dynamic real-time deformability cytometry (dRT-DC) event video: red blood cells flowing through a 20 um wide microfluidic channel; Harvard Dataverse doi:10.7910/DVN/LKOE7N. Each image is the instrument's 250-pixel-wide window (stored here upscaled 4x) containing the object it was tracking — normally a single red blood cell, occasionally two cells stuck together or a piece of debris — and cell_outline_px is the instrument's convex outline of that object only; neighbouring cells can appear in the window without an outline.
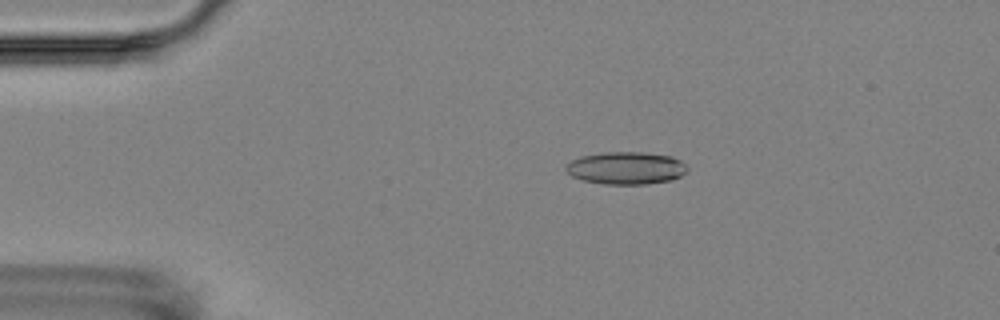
{"species": "Egyptian fruit bat (a non-hibernating species)", "species_latin": "Rousettus aegyptiacus", "temperature_condition": "room temperature", "stored_images_in_passage": 15, "camera_frame_rate_fps": 3000, "um_per_image_px": 0.085, "animal": {"sex": "female"}, "frame": {"image": 1, "passage_image": 2, "time_ms": 1.333, "image_size_px": [1000, 320], "cell_outline_px": [[688, 172], [672, 180], [644, 184], [604, 184], [584, 180], [572, 176], [564, 168], [572, 160], [580, 156], [604, 152], [644, 152], [672, 156], [680, 160], [688, 168]], "centroid_in_image_um": [53.24, 14.28], "position_along_channel_um": 31.8, "area_um2": 23.0}}
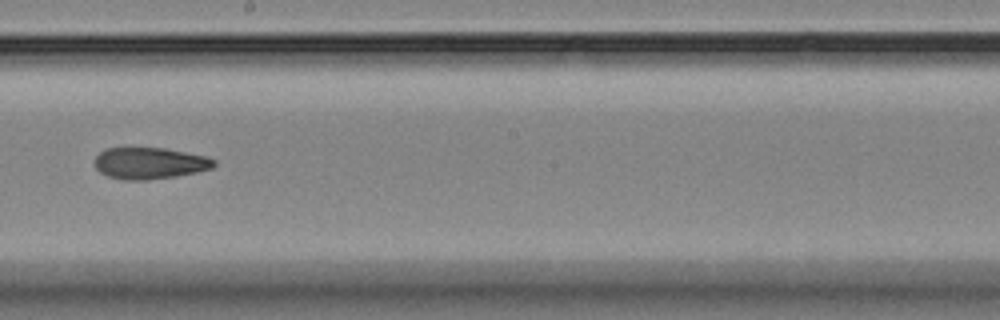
{"frame": {"image": 2, "passage_image": 8, "time_ms": 8.333, "image_size_px": [1000, 320], "cell_outline_px": [[216, 164], [212, 168], [196, 172], [176, 176], [148, 180], [124, 180], [108, 176], [100, 172], [96, 168], [96, 156], [100, 152], [108, 148], [164, 148], [208, 156], [216, 160]], "centroid_in_image_um": [12.76, 13.87], "position_along_channel_um": 235.4, "area_um2": 21.91}}
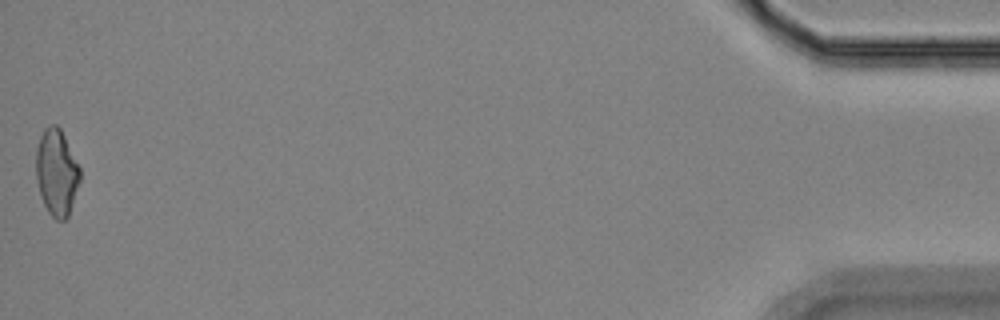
{"frame": {"image": 3, "passage_image": 15, "time_ms": 16.333, "image_size_px": [1000, 320], "cell_outline_px": [[80, 180], [68, 216], [64, 220], [56, 220], [48, 212], [40, 196], [36, 176], [36, 148], [40, 136], [44, 128], [48, 124], [56, 124], [60, 128], [80, 168]], "centroid_in_image_um": [4.79, 14.64], "position_along_channel_um": 430.4, "area_um2": 22.08}, "authors_computed_cell_mechanics": {"area_um2": 22.253, "velocity_mm_per_s": 3.5838, "shape_relaxation_time_tau1_ms": null, "shape_relaxation_time_tau2_ms": 9.5767, "deformation_change_tau1": null, "deformation_change_tau2": 0.1852}}